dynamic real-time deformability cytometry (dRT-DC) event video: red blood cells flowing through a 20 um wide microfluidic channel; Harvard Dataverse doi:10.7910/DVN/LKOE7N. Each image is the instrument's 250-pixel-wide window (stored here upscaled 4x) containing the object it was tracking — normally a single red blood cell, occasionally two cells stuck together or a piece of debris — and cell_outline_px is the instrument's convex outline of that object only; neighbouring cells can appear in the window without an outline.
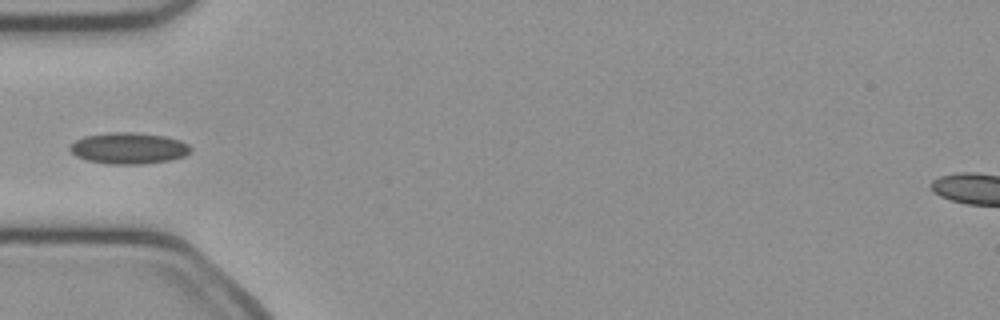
{"species": "common noctule bat (a hibernating species)", "species_latin": "Nyctalus noctula", "temperature_condition": "cold", "stored_images_in_passage": 35, "camera_frame_rate_fps": 3000, "um_per_image_px": 0.085, "animal": {"sex": "female", "body_mass_g": 21.9}, "frame": {"image": 1, "passage_image": 1, "time_ms": 0.0, "image_size_px": [1000, 320], "cell_outline_px": [[192, 152], [184, 156], [172, 160], [140, 164], [108, 164], [88, 160], [76, 156], [68, 148], [76, 140], [84, 136], [108, 132], [136, 132], [164, 136], [180, 140], [188, 144], [192, 148]], "centroid_in_image_um": [10.97, 12.59], "position_along_channel_um": 74.0, "area_um2": 22.14}}
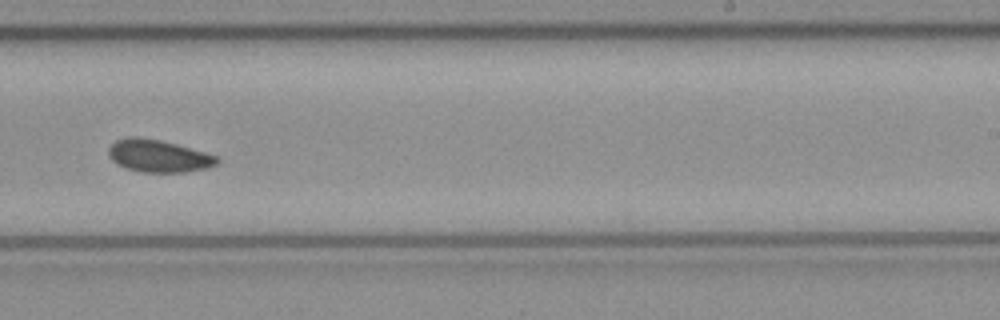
{"frame": {"image": 2, "passage_image": 16, "time_ms": 5.0, "image_size_px": [1000, 320], "cell_outline_px": [[220, 160], [216, 164], [208, 168], [184, 172], [140, 172], [124, 168], [116, 164], [108, 156], [108, 148], [116, 140], [128, 136], [136, 136], [160, 140], [176, 144], [204, 152], [216, 156]], "centroid_in_image_um": [13.42, 13.26], "position_along_channel_um": 275.6, "area_um2": 20.58}}
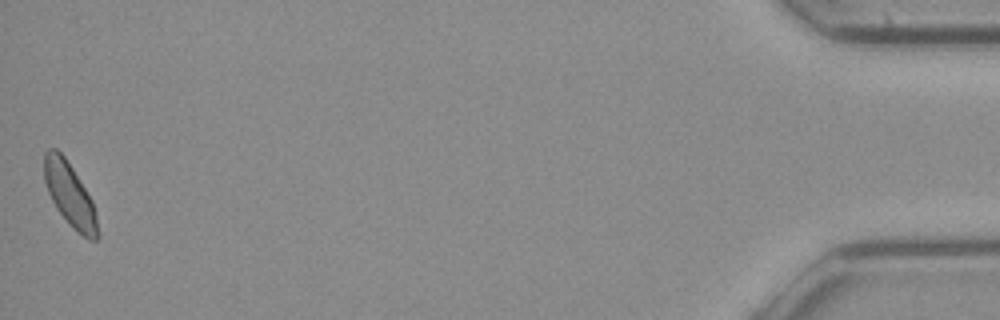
{"frame": {"image": 3, "passage_image": 35, "time_ms": 11.333, "image_size_px": [1000, 320], "cell_outline_px": [[100, 236], [96, 240], [88, 240], [56, 208], [48, 192], [44, 180], [44, 152], [48, 148], [56, 148], [64, 156], [72, 168], [92, 200], [96, 216]], "centroid_in_image_um": [5.92, 16.51], "position_along_channel_um": 429.3, "area_um2": 19.31}}